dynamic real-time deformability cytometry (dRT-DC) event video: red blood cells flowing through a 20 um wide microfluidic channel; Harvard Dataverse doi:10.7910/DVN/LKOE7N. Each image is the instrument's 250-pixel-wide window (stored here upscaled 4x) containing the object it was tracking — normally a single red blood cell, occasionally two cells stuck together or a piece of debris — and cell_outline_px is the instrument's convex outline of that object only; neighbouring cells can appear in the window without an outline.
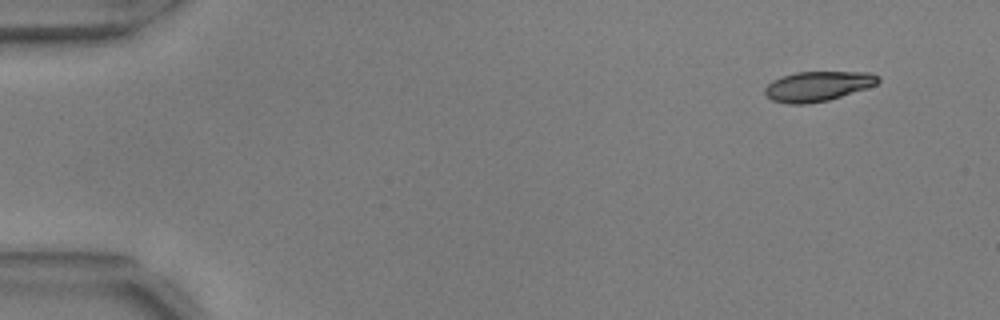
{"species": "common noctule bat (a hibernating species)", "species_latin": "Nyctalus noctula", "temperature_condition": "warm", "stored_images_in_passage": 51, "camera_frame_rate_fps": 3000, "um_per_image_px": 0.085, "animal": {"sex": "male", "body_mass_g": 17.9, "forearm_length_mm": 54.2}, "frame": {"image": 1, "passage_image": 1, "time_ms": 0.0, "image_size_px": [1000, 320], "cell_outline_px": [[880, 80], [876, 84], [828, 100], [808, 104], [788, 104], [772, 100], [764, 92], [764, 88], [772, 80], [796, 72], [872, 72], [880, 76]], "centroid_in_image_um": [69.49, 7.32], "position_along_channel_um": 15.5, "area_um2": 19.54}}
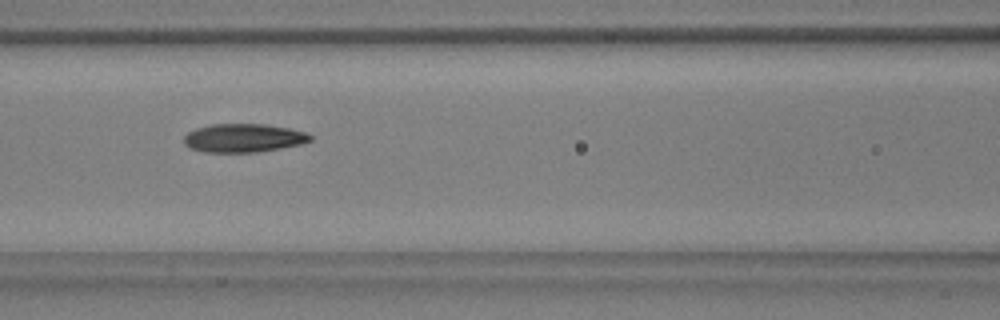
{"frame": {"image": 2, "passage_image": 21, "time_ms": 6.667, "image_size_px": [1000, 320], "cell_outline_px": [[312, 140], [300, 144], [280, 148], [256, 152], [204, 152], [188, 148], [184, 144], [184, 136], [188, 132], [196, 128], [212, 124], [264, 124], [292, 128], [304, 132], [312, 136]], "centroid_in_image_um": [20.68, 11.73], "position_along_channel_um": 145.9, "area_um2": 21.04}}
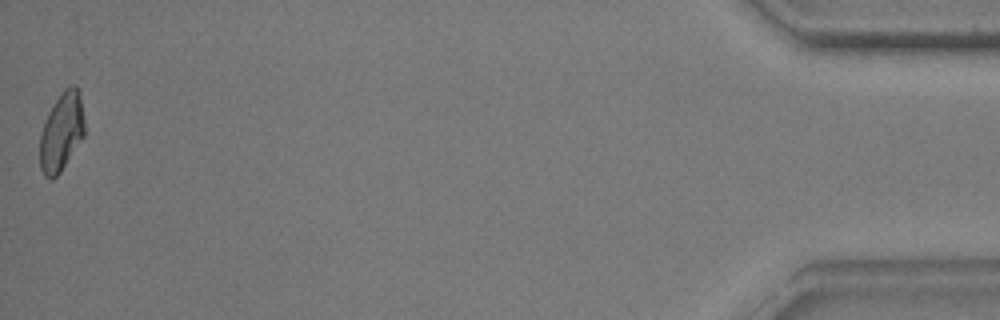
{"frame": {"image": 3, "passage_image": 51, "time_ms": 16.667, "image_size_px": [1000, 320], "cell_outline_px": [[84, 136], [60, 172], [52, 180], [44, 176], [40, 168], [40, 132], [48, 112], [60, 92], [64, 88], [72, 84], [76, 84], [80, 96], [84, 120]], "centroid_in_image_um": [5.22, 11.19], "position_along_channel_um": 430.0, "area_um2": 20.52}, "authors_computed_cell_mechanics": {"area_um2": 21.0392, "velocity_mm_per_s": 3.7204, "shape_relaxation_time_tau1_ms": 6.3154, "shape_relaxation_time_tau2_ms": 2.2801, "deformation_change_tau1": 0.1861, "deformation_change_tau2": 0.0819}}